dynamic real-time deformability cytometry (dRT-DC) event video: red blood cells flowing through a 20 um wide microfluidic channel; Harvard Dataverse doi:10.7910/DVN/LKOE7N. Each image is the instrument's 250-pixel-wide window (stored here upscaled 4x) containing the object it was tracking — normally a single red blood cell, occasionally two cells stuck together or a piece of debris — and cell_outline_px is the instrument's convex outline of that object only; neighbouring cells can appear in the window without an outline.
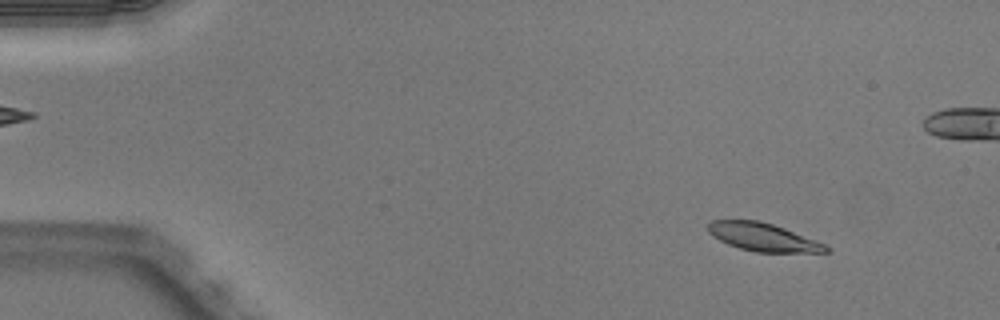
{"species": "Egyptian fruit bat (a non-hibernating species)", "species_latin": "Rousettus aegyptiacus", "temperature_condition": "warm", "stored_images_in_passage": 52, "camera_frame_rate_fps": 3000, "um_per_image_px": 0.085, "animal": {"sex": "male"}, "frame": {"image": 1, "passage_image": 6, "time_ms": 1.667, "image_size_px": [1000, 320], "cell_outline_px": [[832, 248], [828, 252], [756, 252], [740, 248], [728, 244], [712, 236], [708, 232], [708, 224], [712, 220], [760, 220], [784, 228], [824, 244]], "centroid_in_image_um": [64.84, 20.15], "position_along_channel_um": 20.2, "area_um2": 19.07}}
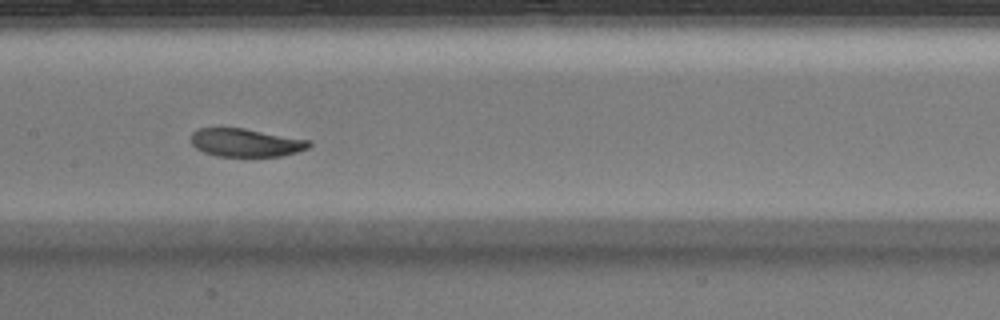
{"frame": {"image": 2, "passage_image": 26, "time_ms": 8.333, "image_size_px": [1000, 320], "cell_outline_px": [[312, 144], [308, 148], [296, 152], [280, 156], [216, 156], [204, 152], [196, 148], [192, 144], [192, 132], [200, 128], [244, 128], [312, 140]], "centroid_in_image_um": [20.92, 12.12], "position_along_channel_um": 186.5, "area_um2": 19.36}}
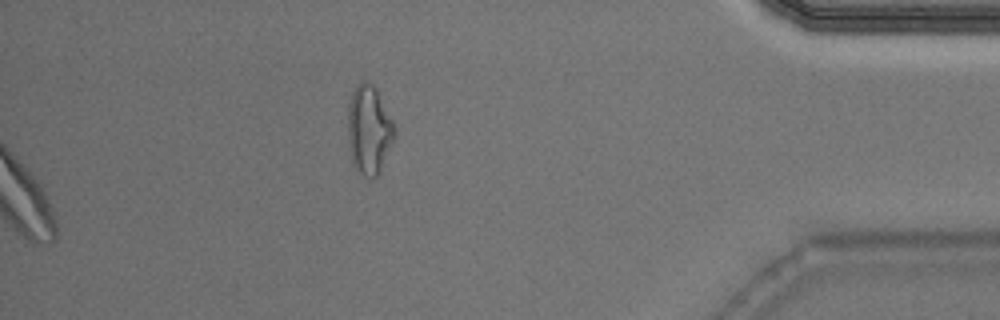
{"frame": {"image": 3, "passage_image": 52, "time_ms": 17.0, "image_size_px": [1000, 320], "cell_outline_px": [[392, 140], [380, 172], [376, 176], [360, 176], [356, 172], [352, 164], [348, 144], [348, 104], [352, 92], [360, 80], [368, 80], [376, 88], [392, 120]], "centroid_in_image_um": [31.3, 11.02], "position_along_channel_um": 403.9, "area_um2": 23.93}, "authors_computed_cell_mechanics": {"area_um2": 20.5479, "velocity_mm_per_s": 3.9989, "shape_relaxation_time_tau1_ms": 3.9929, "shape_relaxation_time_tau2_ms": null, "deformation_change_tau1": 0.1418, "deformation_change_tau2": null}}